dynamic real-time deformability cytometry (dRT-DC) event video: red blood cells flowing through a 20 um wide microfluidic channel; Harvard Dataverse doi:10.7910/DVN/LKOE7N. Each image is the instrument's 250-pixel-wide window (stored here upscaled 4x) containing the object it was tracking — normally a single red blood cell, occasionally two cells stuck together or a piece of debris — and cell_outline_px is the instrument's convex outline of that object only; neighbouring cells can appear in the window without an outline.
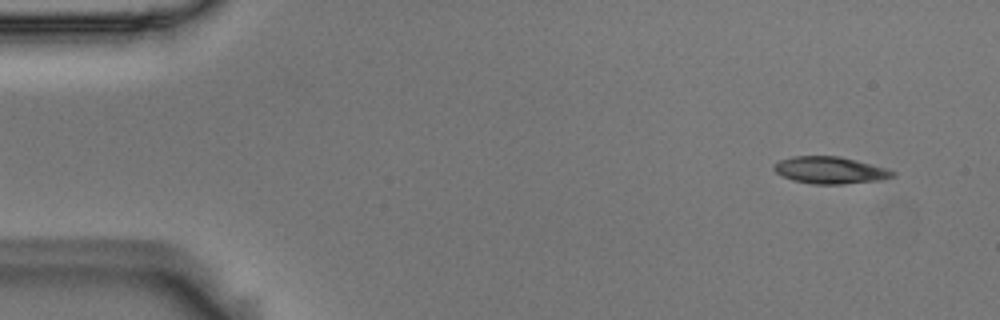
{"species": "Egyptian fruit bat (a non-hibernating species)", "species_latin": "Rousettus aegyptiacus", "temperature_condition": "room temperature", "stored_images_in_passage": 5, "camera_frame_rate_fps": 3000, "um_per_image_px": 0.085, "animal": {"sex": "male"}, "frame": {"image": 1, "passage_image": 1, "time_ms": 0.0, "image_size_px": [1000, 320], "cell_outline_px": [[896, 176], [880, 180], [844, 184], [812, 184], [792, 180], [776, 172], [772, 168], [772, 164], [780, 160], [792, 156], [840, 156], [856, 160], [884, 168], [896, 172]], "centroid_in_image_um": [70.53, 14.47], "position_along_channel_um": 14.5, "area_um2": 18.67}}